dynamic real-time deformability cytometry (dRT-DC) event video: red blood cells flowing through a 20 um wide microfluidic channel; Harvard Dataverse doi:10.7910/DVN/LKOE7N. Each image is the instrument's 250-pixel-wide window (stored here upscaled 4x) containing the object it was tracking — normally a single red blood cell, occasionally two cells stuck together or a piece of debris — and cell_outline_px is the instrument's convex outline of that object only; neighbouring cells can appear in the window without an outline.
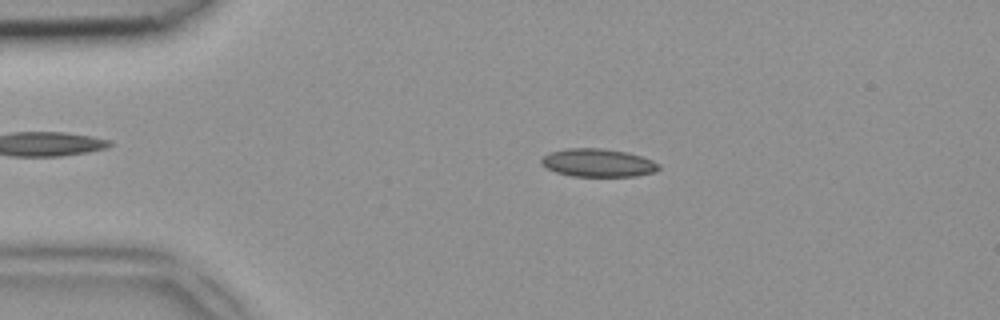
{"species": "common noctule bat (a hibernating species)", "species_latin": "Nyctalus noctula", "temperature_condition": "room temperature", "stored_images_in_passage": 45, "camera_frame_rate_fps": 3000, "um_per_image_px": 0.085, "animal": {"sex": "female", "body_mass_g": 18.4}, "frame": {"image": 1, "passage_image": 8, "time_ms": 2.333, "image_size_px": [1000, 320], "cell_outline_px": [[660, 168], [656, 172], [636, 176], [572, 176], [556, 172], [540, 164], [540, 160], [548, 152], [564, 148], [600, 148], [624, 152], [640, 156], [652, 160], [660, 164]], "centroid_in_image_um": [50.81, 13.84], "position_along_channel_um": 34.2, "area_um2": 19.25}}
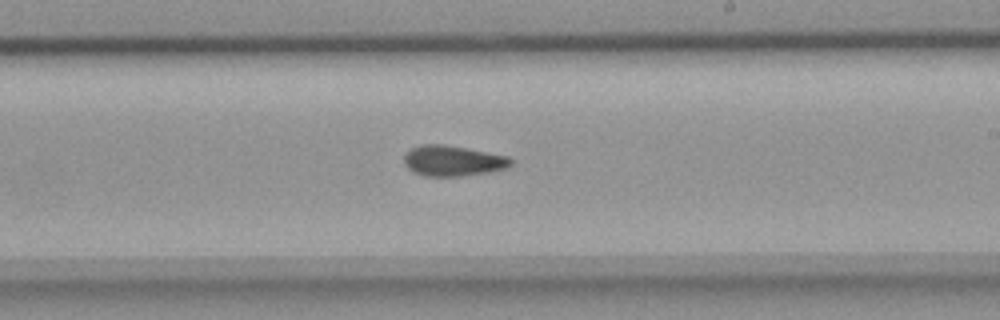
{"frame": {"image": 2, "passage_image": 26, "time_ms": 8.333, "image_size_px": [1000, 320], "cell_outline_px": [[512, 164], [508, 168], [488, 172], [460, 176], [424, 176], [412, 172], [404, 164], [404, 156], [412, 148], [420, 144], [440, 144], [464, 148], [508, 156], [512, 160]], "centroid_in_image_um": [38.48, 13.68], "position_along_channel_um": 250.5, "area_um2": 18.9}}
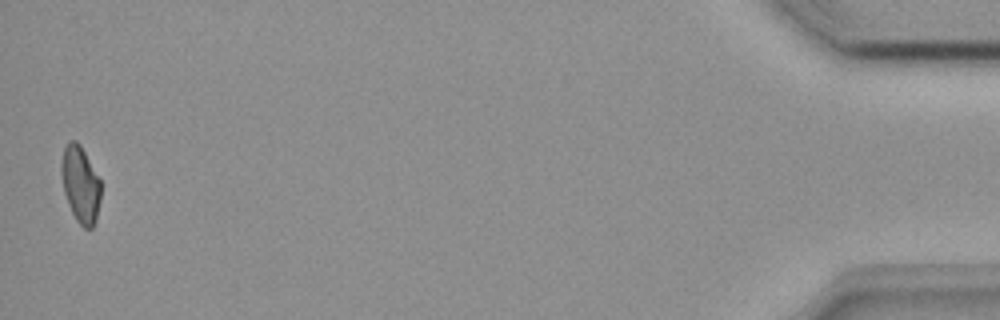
{"frame": {"image": 3, "passage_image": 45, "time_ms": 14.667, "image_size_px": [1000, 320], "cell_outline_px": [[100, 200], [96, 220], [92, 228], [84, 228], [76, 220], [68, 204], [64, 192], [60, 172], [60, 164], [64, 148], [68, 140], [76, 140], [80, 144], [100, 180]], "centroid_in_image_um": [6.82, 15.66], "position_along_channel_um": 428.4, "area_um2": 17.63}}